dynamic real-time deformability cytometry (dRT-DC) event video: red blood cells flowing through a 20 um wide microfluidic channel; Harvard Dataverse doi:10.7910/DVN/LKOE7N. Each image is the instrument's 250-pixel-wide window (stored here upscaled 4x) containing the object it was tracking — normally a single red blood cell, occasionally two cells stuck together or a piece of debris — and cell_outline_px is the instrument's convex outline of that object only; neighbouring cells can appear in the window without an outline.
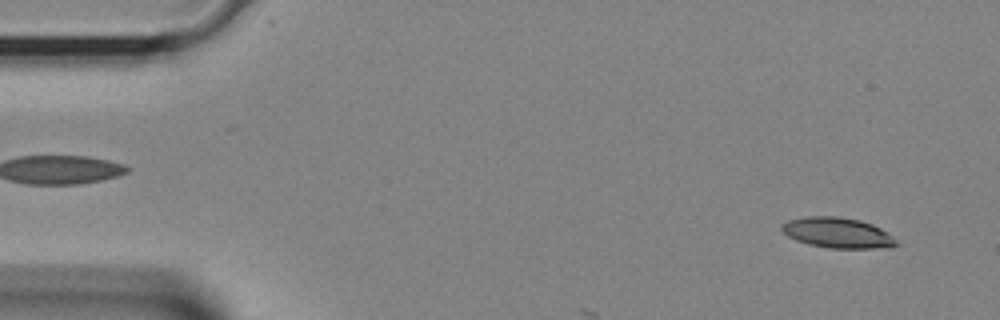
{"species": "Egyptian fruit bat (a non-hibernating species)", "species_latin": "Rousettus aegyptiacus", "temperature_condition": "room temperature", "stored_images_in_passage": 6, "camera_frame_rate_fps": 3000, "um_per_image_px": 0.085, "animal": {"sex": "female"}, "frame": {"image": 1, "passage_image": 2, "time_ms": 0.333, "image_size_px": [1000, 320], "cell_outline_px": [[900, 244], [888, 248], [828, 248], [808, 244], [796, 240], [788, 236], [780, 228], [780, 224], [788, 220], [808, 216], [836, 216], [860, 220], [872, 224], [880, 228], [892, 236]], "centroid_in_image_um": [71.19, 19.79], "position_along_channel_um": 13.8, "area_um2": 20.4}}